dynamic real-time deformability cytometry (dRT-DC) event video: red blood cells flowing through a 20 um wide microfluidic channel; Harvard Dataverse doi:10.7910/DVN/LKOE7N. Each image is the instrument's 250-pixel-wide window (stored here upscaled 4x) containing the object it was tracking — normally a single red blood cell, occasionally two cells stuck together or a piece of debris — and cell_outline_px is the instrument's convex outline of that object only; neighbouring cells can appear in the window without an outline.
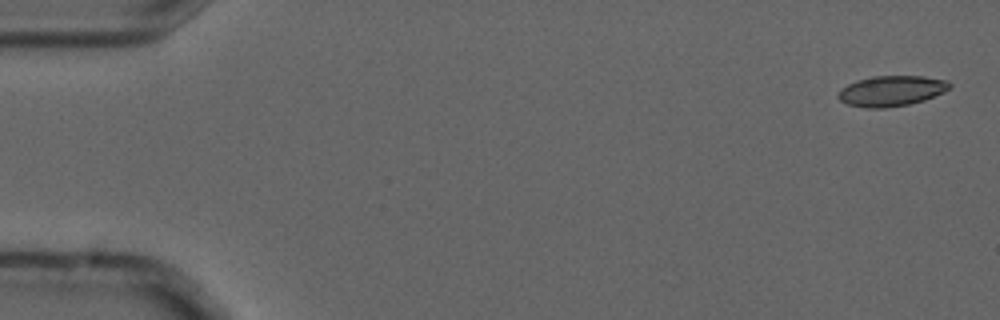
{"species": "common noctule bat (a hibernating species)", "species_latin": "Nyctalus noctula", "temperature_condition": "cold", "stored_images_in_passage": 7, "camera_frame_rate_fps": 3000, "um_per_image_px": 0.085, "animal": {"sex": "male", "forearm_length_mm": 52.5}, "frame": {"image": 1, "passage_image": 1, "time_ms": 0.0, "image_size_px": [1000, 320], "cell_outline_px": [[952, 84], [944, 92], [924, 100], [908, 104], [884, 108], [864, 108], [848, 104], [840, 100], [836, 96], [840, 88], [856, 80], [872, 76], [924, 76], [948, 80]], "centroid_in_image_um": [75.75, 7.72], "position_along_channel_um": 9.3, "area_um2": 19.88}}
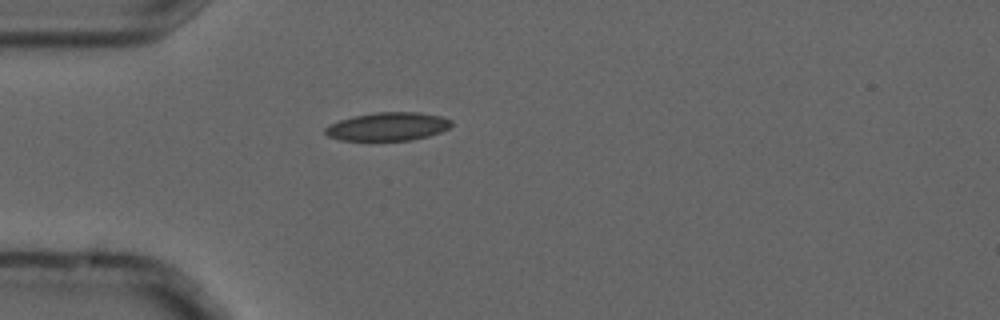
{"frame": {"image": 2, "passage_image": 5, "time_ms": 1.333, "image_size_px": [1000, 320], "cell_outline_px": [[452, 124], [448, 128], [440, 132], [428, 136], [412, 140], [340, 140], [328, 136], [324, 132], [324, 128], [328, 124], [352, 116], [376, 112], [420, 112], [440, 116], [452, 120]], "centroid_in_image_um": [32.94, 10.75], "position_along_channel_um": 52.1, "area_um2": 20.87}}